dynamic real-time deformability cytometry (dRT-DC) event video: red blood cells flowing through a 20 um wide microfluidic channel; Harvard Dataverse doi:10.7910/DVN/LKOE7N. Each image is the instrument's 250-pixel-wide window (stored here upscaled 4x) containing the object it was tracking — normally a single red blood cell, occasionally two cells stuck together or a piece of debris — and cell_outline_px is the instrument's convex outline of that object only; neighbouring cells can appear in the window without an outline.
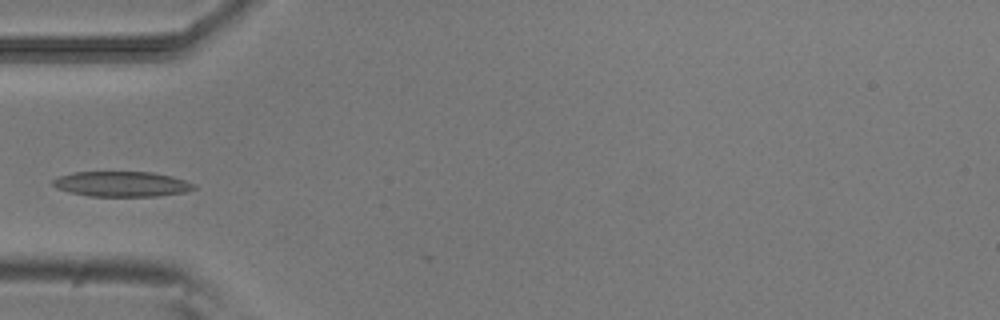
{"species": "common noctule bat (a hibernating species)", "species_latin": "Nyctalus noctula", "temperature_condition": "room temperature", "stored_images_in_passage": 3, "camera_frame_rate_fps": 3000, "um_per_image_px": 0.085, "animal": {"sex": "male", "body_mass_g": 20.5, "forearm_length_mm": 52.5}, "frame": {"image": 1, "passage_image": 1, "time_ms": 0.0, "image_size_px": [1000, 320], "cell_outline_px": [[196, 188], [184, 192], [156, 196], [88, 196], [68, 192], [56, 188], [52, 184], [52, 180], [56, 176], [72, 172], [152, 172], [172, 176], [196, 184]], "centroid_in_image_um": [10.3, 15.64], "position_along_channel_um": 74.7, "area_um2": 20.87}}